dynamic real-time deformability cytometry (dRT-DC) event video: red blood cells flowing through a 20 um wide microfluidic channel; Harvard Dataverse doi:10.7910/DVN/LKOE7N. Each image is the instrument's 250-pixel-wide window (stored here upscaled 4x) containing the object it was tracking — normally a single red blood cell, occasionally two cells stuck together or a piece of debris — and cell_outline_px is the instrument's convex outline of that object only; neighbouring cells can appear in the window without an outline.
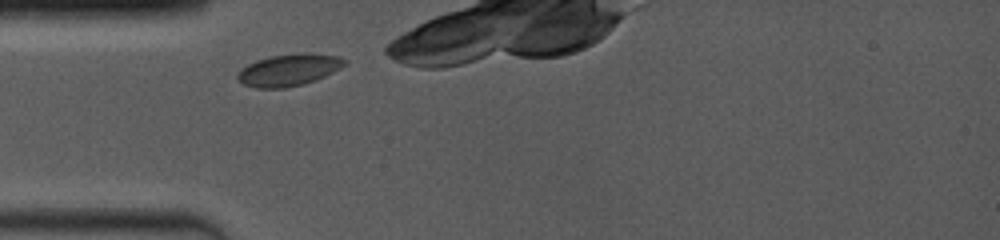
{"species": "common noctule bat (a hibernating species)", "species_latin": "Nyctalus noctula", "temperature_condition": "room temperature", "stored_images_in_passage": 2, "camera_frame_rate_fps": 4000, "um_per_image_px": 0.085, "animal": {"sex": "female", "body_mass_g": 19.0, "forearm_length_mm": 53.3}, "frame": {"image": 1, "passage_image": 1, "time_ms": 0.0, "image_size_px": [1000, 240], "cell_outline_px": [[348, 60], [340, 68], [316, 80], [304, 84], [284, 88], [256, 88], [244, 84], [236, 80], [236, 76], [240, 68], [256, 60], [272, 56], [304, 52], [340, 56]], "centroid_in_image_um": [24.53, 5.94], "position_along_channel_um": 60.5, "area_um2": 20.0}}